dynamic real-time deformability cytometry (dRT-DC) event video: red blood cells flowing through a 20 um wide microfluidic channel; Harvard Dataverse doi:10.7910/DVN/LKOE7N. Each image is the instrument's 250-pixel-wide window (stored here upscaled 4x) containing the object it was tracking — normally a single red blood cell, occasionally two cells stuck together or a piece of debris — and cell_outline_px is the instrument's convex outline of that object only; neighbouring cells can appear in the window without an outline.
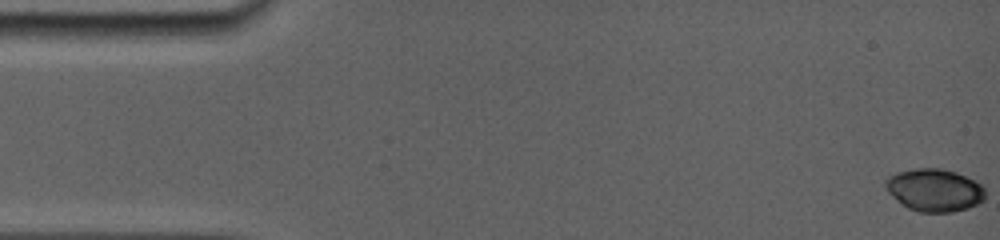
{"species": "common noctule bat (a hibernating species)", "species_latin": "Nyctalus noctula", "temperature_condition": "room temperature", "stored_images_in_passage": 26, "camera_frame_rate_fps": 5000, "um_per_image_px": 0.085, "animal": {"sex": "female", "body_mass_g": 19.0, "forearm_length_mm": 56.7}, "frame": {"image": 1, "passage_image": 1, "time_ms": 0.0, "image_size_px": [1000, 240], "cell_outline_px": [[984, 200], [968, 208], [952, 212], [920, 212], [908, 208], [896, 200], [888, 192], [884, 184], [884, 180], [888, 176], [896, 172], [916, 168], [940, 168], [956, 172], [984, 184]], "centroid_in_image_um": [79.42, 16.15], "position_along_channel_um": 5.6, "area_um2": 24.97}}
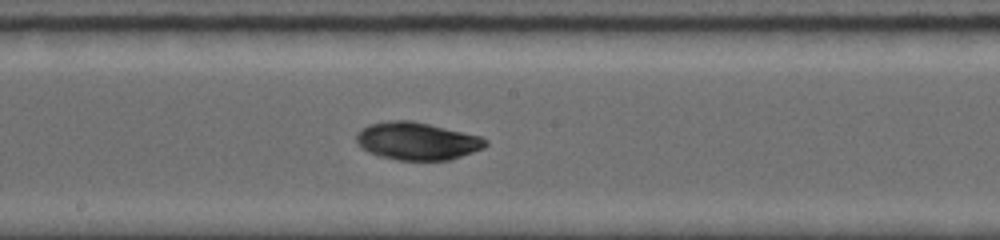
{"frame": {"image": 2, "passage_image": 12, "time_ms": 8.8, "image_size_px": [1000, 240], "cell_outline_px": [[488, 144], [484, 148], [448, 160], [396, 160], [380, 156], [368, 152], [360, 148], [356, 140], [356, 132], [360, 128], [368, 124], [388, 120], [412, 120], [480, 136], [488, 140]], "centroid_in_image_um": [35.4, 11.98], "position_along_channel_um": 212.8, "area_um2": 28.5}}
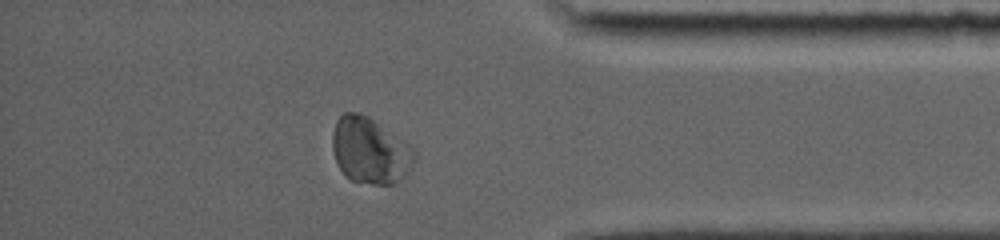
{"frame": {"image": 3, "passage_image": 22, "time_ms": 14.0, "image_size_px": [1000, 240], "cell_outline_px": [[416, 160], [400, 180], [396, 184], [372, 184], [352, 180], [344, 176], [336, 160], [332, 148], [332, 132], [336, 120], [344, 112], [360, 112], [368, 116], [408, 144], [416, 152]], "centroid_in_image_um": [31.43, 12.8], "position_along_channel_um": 403.8, "area_um2": 31.56}, "authors_computed_cell_mechanics": {"area_um2": 27.9752, "velocity_mm_per_s": 3.8485, "shape_relaxation_time_tau1_ms": 2.7857, "shape_relaxation_time_tau2_ms": null, "deformation_change_tau1": 0.0537, "deformation_change_tau2": null}}